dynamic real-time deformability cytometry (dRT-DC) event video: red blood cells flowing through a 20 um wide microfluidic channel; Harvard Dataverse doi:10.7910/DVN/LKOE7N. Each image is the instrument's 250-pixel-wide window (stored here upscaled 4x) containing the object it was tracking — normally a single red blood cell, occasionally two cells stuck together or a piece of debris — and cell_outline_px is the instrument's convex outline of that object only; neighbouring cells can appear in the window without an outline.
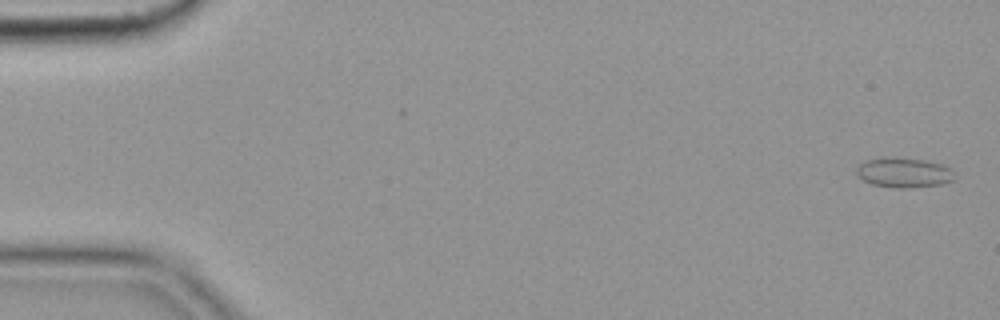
{"species": "common noctule bat (a hibernating species)", "species_latin": "Nyctalus noctula", "temperature_condition": "cold", "stored_images_in_passage": 57, "segment_of_instrument_passage": [1, 2], "camera_frame_rate_fps": 3000, "um_per_image_px": 0.085, "animal": {"sex": "female", "body_mass_g": 19.9}, "frame": {"image": 1, "passage_image": 2, "time_ms": 0.333, "image_size_px": [1000, 320], "cell_outline_px": [[956, 180], [944, 184], [908, 188], [892, 188], [872, 184], [856, 176], [856, 168], [864, 160], [880, 156], [896, 156], [924, 160], [940, 164], [952, 168]], "centroid_in_image_um": [76.81, 14.65], "position_along_channel_um": 8.2, "area_um2": 17.69}}
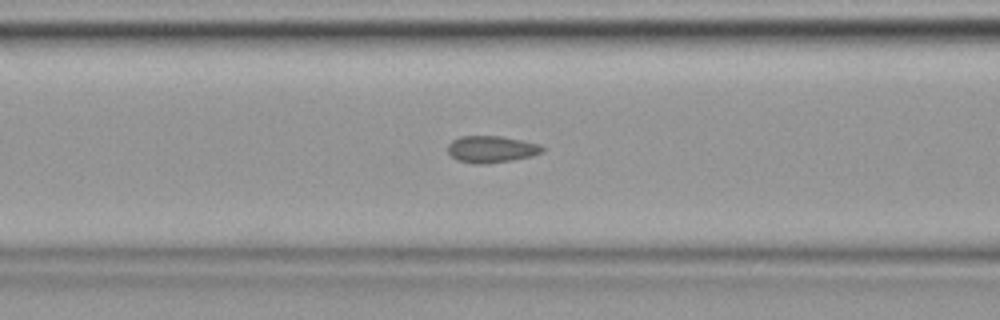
{"frame": {"image": 2, "passage_image": 23, "time_ms": 7.333, "image_size_px": [1000, 320], "cell_outline_px": [[544, 152], [532, 156], [512, 160], [484, 164], [476, 164], [456, 160], [448, 152], [448, 144], [452, 140], [460, 136], [500, 136], [524, 140], [540, 144], [544, 148]], "centroid_in_image_um": [41.79, 12.68], "position_along_channel_um": 124.8, "area_um2": 14.91}}
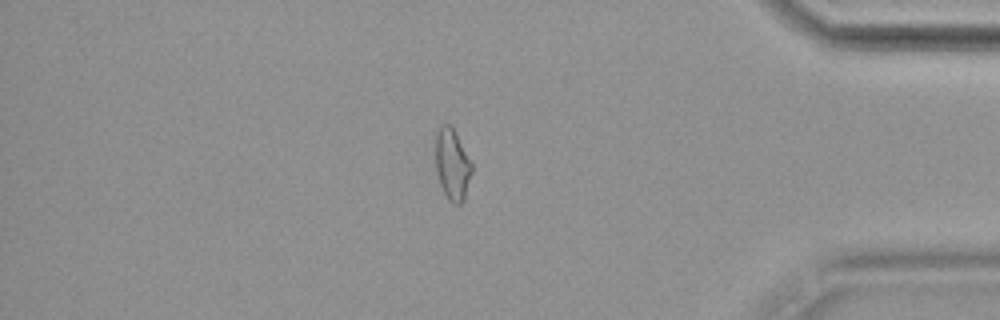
{"frame": {"image": 3, "passage_image": 48, "time_ms": 15.667, "image_size_px": [1000, 320], "cell_outline_px": [[472, 172], [464, 196], [460, 204], [452, 204], [448, 200], [440, 184], [436, 172], [436, 136], [440, 124], [452, 124], [472, 164]], "centroid_in_image_um": [38.43, 13.94], "position_along_channel_um": 396.8, "area_um2": 14.97}}